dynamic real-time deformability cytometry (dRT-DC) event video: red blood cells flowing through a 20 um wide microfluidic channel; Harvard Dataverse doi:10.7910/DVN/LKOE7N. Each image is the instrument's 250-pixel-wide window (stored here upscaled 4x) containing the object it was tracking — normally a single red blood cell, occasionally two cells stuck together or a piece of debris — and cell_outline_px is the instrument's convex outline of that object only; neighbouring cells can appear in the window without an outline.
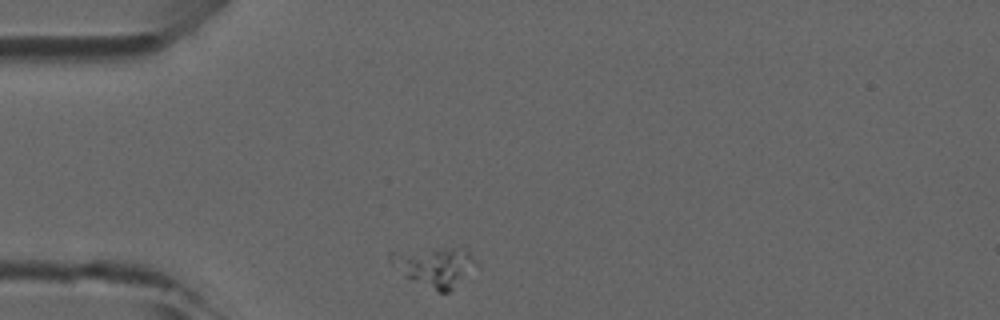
{"species": "common noctule bat (a hibernating species)", "species_latin": "Nyctalus noctula", "temperature_condition": "room temperature", "stored_images_in_passage": 40, "camera_frame_rate_fps": 3000, "um_per_image_px": 0.085, "animal": {"sex": "male", "forearm_length_mm": 52.5}, "frame": {"image": 1, "passage_image": 1, "time_ms": 0.0, "image_size_px": [1000, 320], "cell_outline_px": [[480, 268], [448, 292], [440, 292], [404, 276], [388, 260], [388, 252], [436, 248], [456, 248], [468, 252], [476, 260]], "centroid_in_image_um": [37.0, 22.66], "position_along_channel_um": 48.0, "area_um2": 19.83}}
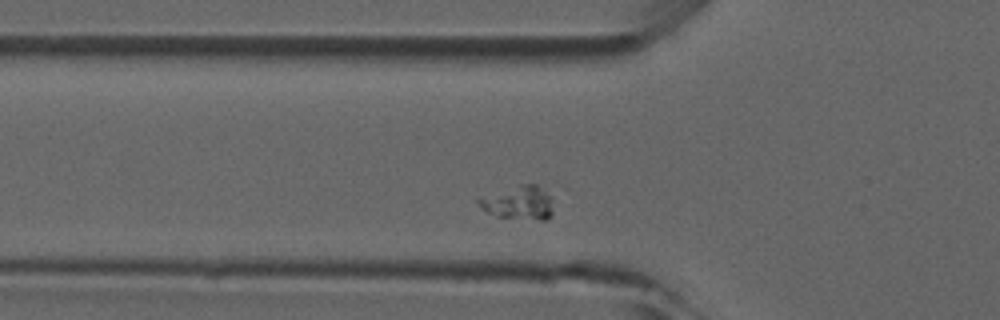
{"frame": {"image": 2, "passage_image": 5, "time_ms": 1.333, "image_size_px": [1000, 320], "cell_outline_px": [[552, 216], [548, 220], [540, 220], [496, 216], [480, 208], [476, 200], [480, 196], [520, 184], [536, 184], [552, 196]], "centroid_in_image_um": [44.09, 17.23], "position_along_channel_um": 81.7, "area_um2": 14.85}}
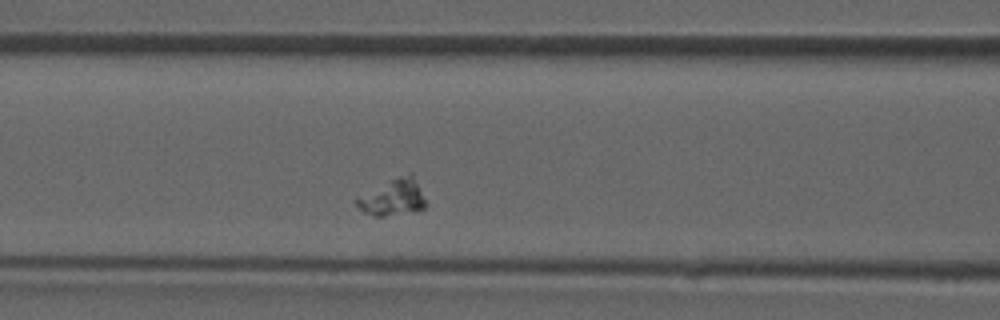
{"frame": {"image": 3, "passage_image": 9, "time_ms": 2.667, "image_size_px": [1000, 320], "cell_outline_px": [[424, 208], [416, 212], [384, 216], [372, 216], [364, 212], [352, 200], [356, 196], [392, 180], [412, 172], [424, 200]], "centroid_in_image_um": [33.34, 16.82], "position_along_channel_um": 133.3, "area_um2": 14.39}}